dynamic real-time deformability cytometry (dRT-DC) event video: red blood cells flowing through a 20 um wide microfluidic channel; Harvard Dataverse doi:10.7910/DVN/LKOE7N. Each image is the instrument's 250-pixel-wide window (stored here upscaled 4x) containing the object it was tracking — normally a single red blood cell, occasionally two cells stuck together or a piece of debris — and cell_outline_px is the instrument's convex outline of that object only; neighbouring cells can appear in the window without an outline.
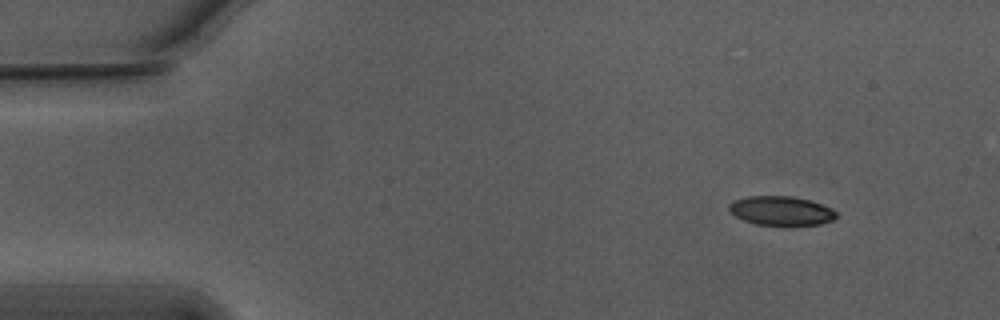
{"species": "Egyptian fruit bat (a non-hibernating species)", "species_latin": "Rousettus aegyptiacus", "temperature_condition": "warm", "stored_images_in_passage": 50, "camera_frame_rate_fps": 3000, "um_per_image_px": 0.085, "animal": {"sex": "male"}, "frame": {"image": 1, "passage_image": 1, "time_ms": 0.0, "image_size_px": [1000, 320], "cell_outline_px": [[836, 216], [832, 220], [820, 224], [756, 224], [744, 220], [736, 216], [728, 208], [728, 204], [736, 200], [748, 196], [792, 196], [808, 200], [832, 208], [836, 212]], "centroid_in_image_um": [66.38, 17.9], "position_along_channel_um": 18.6, "area_um2": 17.74}}
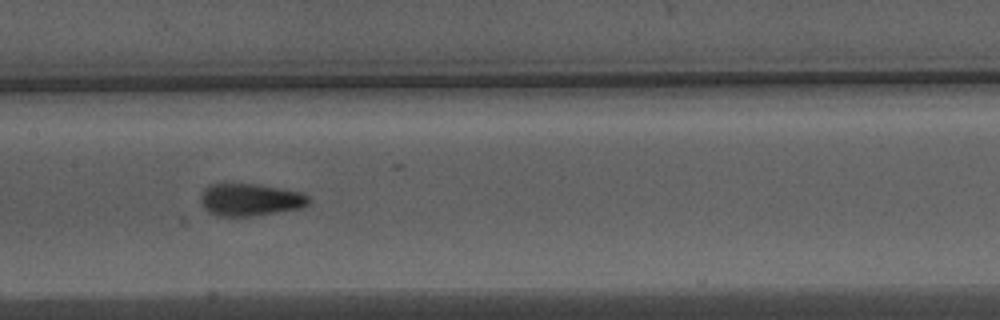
{"frame": {"image": 2, "passage_image": 22, "time_ms": 7.0, "image_size_px": [1000, 320], "cell_outline_px": [[312, 200], [308, 204], [300, 208], [252, 216], [216, 216], [208, 212], [204, 208], [200, 200], [200, 196], [204, 188], [212, 184], [256, 184], [304, 192]], "centroid_in_image_um": [21.27, 16.97], "position_along_channel_um": 186.1, "area_um2": 20.46}}
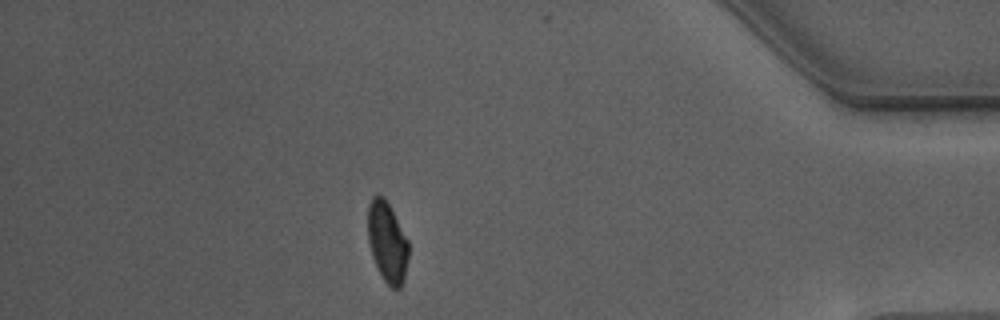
{"frame": {"image": 3, "passage_image": 43, "time_ms": 14.0, "image_size_px": [1000, 320], "cell_outline_px": [[408, 256], [404, 280], [400, 288], [392, 288], [384, 280], [372, 256], [368, 244], [368, 204], [372, 196], [376, 192], [384, 196], [408, 240]], "centroid_in_image_um": [32.9, 20.53], "position_along_channel_um": 402.3, "area_um2": 19.07}, "authors_computed_cell_mechanics": {"area_um2": 19.6231, "velocity_mm_per_s": 3.7554, "shape_relaxation_time_tau1_ms": 3.5868, "shape_relaxation_time_tau2_ms": 1.2845, "deformation_change_tau1": 0.1323, "deformation_change_tau2": 0.0733}}